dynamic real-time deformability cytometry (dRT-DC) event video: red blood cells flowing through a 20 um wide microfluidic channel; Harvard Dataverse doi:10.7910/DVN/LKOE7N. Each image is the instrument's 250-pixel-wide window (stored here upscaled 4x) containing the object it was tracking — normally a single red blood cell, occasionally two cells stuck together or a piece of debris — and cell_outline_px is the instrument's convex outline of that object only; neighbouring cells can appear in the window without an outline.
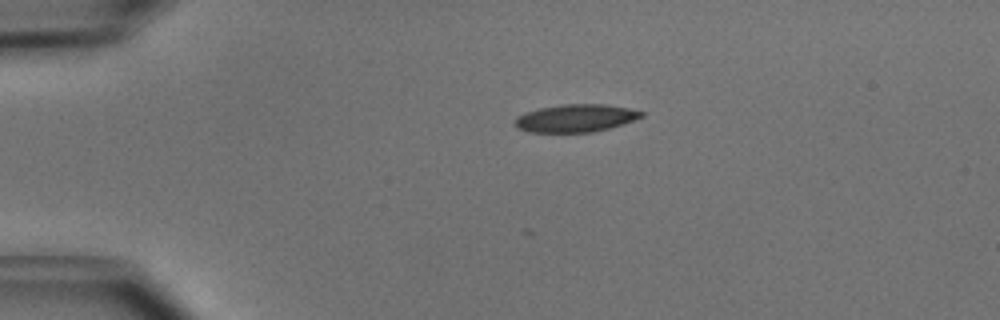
{"species": "common noctule bat (a hibernating species)", "species_latin": "Nyctalus noctula", "temperature_condition": "cold", "stored_images_in_passage": 40, "camera_frame_rate_fps": 3000, "um_per_image_px": 0.085, "animal": {"sex": "male", "body_mass_g": 15.6}, "frame": {"image": 1, "passage_image": 1, "time_ms": 0.0, "image_size_px": [1000, 320], "cell_outline_px": [[644, 116], [608, 128], [592, 132], [528, 132], [516, 128], [516, 116], [524, 112], [540, 108], [564, 104], [604, 104], [628, 108], [644, 112]], "centroid_in_image_um": [48.89, 10.04], "position_along_channel_um": 36.1, "area_um2": 20.23}}
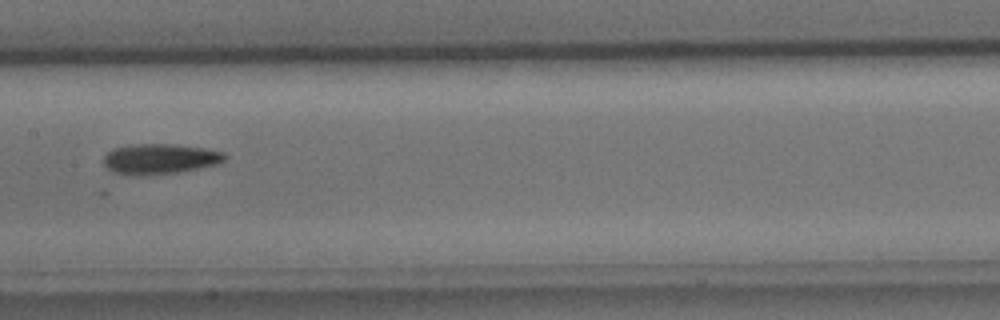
{"frame": {"image": 2, "passage_image": 16, "time_ms": 5.0, "image_size_px": [1000, 320], "cell_outline_px": [[228, 156], [220, 164], [180, 172], [140, 176], [132, 176], [112, 172], [104, 164], [104, 156], [112, 148], [132, 144], [172, 144], [204, 148], [224, 152]], "centroid_in_image_um": [13.6, 13.52], "position_along_channel_um": 193.8, "area_um2": 21.73}}
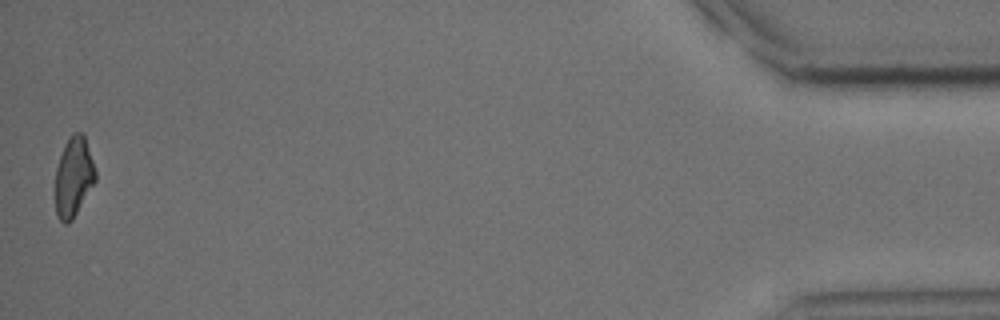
{"frame": {"image": 3, "passage_image": 40, "time_ms": 13.0, "image_size_px": [1000, 320], "cell_outline_px": [[96, 180], [72, 220], [68, 224], [64, 224], [56, 216], [56, 168], [64, 144], [72, 132], [84, 132], [96, 172]], "centroid_in_image_um": [6.26, 15.01], "position_along_channel_um": 428.9, "area_um2": 18.67}, "authors_computed_cell_mechanics": {"area_um2": 20.4323, "velocity_mm_per_s": 3.9987, "shape_relaxation_time_tau1_ms": null, "shape_relaxation_time_tau2_ms": 5.7635, "deformation_change_tau1": null, "deformation_change_tau2": 0.1499}}